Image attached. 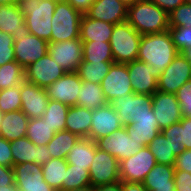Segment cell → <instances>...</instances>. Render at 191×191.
<instances>
[{
  "mask_svg": "<svg viewBox=\"0 0 191 191\" xmlns=\"http://www.w3.org/2000/svg\"><path fill=\"white\" fill-rule=\"evenodd\" d=\"M0 191H19L16 184L8 185V186H1Z\"/></svg>",
  "mask_w": 191,
  "mask_h": 191,
  "instance_id": "55",
  "label": "cell"
},
{
  "mask_svg": "<svg viewBox=\"0 0 191 191\" xmlns=\"http://www.w3.org/2000/svg\"><path fill=\"white\" fill-rule=\"evenodd\" d=\"M123 127L119 115L113 109L110 103L92 110V121L89 133V139L97 141L98 139L109 136L114 131Z\"/></svg>",
  "mask_w": 191,
  "mask_h": 191,
  "instance_id": "19",
  "label": "cell"
},
{
  "mask_svg": "<svg viewBox=\"0 0 191 191\" xmlns=\"http://www.w3.org/2000/svg\"><path fill=\"white\" fill-rule=\"evenodd\" d=\"M13 170L19 191H56L44 181L42 165L25 162L13 165Z\"/></svg>",
  "mask_w": 191,
  "mask_h": 191,
  "instance_id": "17",
  "label": "cell"
},
{
  "mask_svg": "<svg viewBox=\"0 0 191 191\" xmlns=\"http://www.w3.org/2000/svg\"><path fill=\"white\" fill-rule=\"evenodd\" d=\"M12 37L15 61L24 69L48 53L49 42L30 34L29 30L15 32Z\"/></svg>",
  "mask_w": 191,
  "mask_h": 191,
  "instance_id": "6",
  "label": "cell"
},
{
  "mask_svg": "<svg viewBox=\"0 0 191 191\" xmlns=\"http://www.w3.org/2000/svg\"><path fill=\"white\" fill-rule=\"evenodd\" d=\"M79 138L77 134L71 133L70 131L63 130L56 132L54 137L47 144L51 157L65 159Z\"/></svg>",
  "mask_w": 191,
  "mask_h": 191,
  "instance_id": "33",
  "label": "cell"
},
{
  "mask_svg": "<svg viewBox=\"0 0 191 191\" xmlns=\"http://www.w3.org/2000/svg\"><path fill=\"white\" fill-rule=\"evenodd\" d=\"M82 80L77 72H66L61 78L46 88L49 99L59 101L69 107L77 105V97Z\"/></svg>",
  "mask_w": 191,
  "mask_h": 191,
  "instance_id": "18",
  "label": "cell"
},
{
  "mask_svg": "<svg viewBox=\"0 0 191 191\" xmlns=\"http://www.w3.org/2000/svg\"><path fill=\"white\" fill-rule=\"evenodd\" d=\"M185 3H190L191 4V0H184Z\"/></svg>",
  "mask_w": 191,
  "mask_h": 191,
  "instance_id": "61",
  "label": "cell"
},
{
  "mask_svg": "<svg viewBox=\"0 0 191 191\" xmlns=\"http://www.w3.org/2000/svg\"><path fill=\"white\" fill-rule=\"evenodd\" d=\"M175 191H191V174L182 170L174 171Z\"/></svg>",
  "mask_w": 191,
  "mask_h": 191,
  "instance_id": "46",
  "label": "cell"
},
{
  "mask_svg": "<svg viewBox=\"0 0 191 191\" xmlns=\"http://www.w3.org/2000/svg\"><path fill=\"white\" fill-rule=\"evenodd\" d=\"M157 164L148 146L119 162L120 180L131 183H143L146 175Z\"/></svg>",
  "mask_w": 191,
  "mask_h": 191,
  "instance_id": "7",
  "label": "cell"
},
{
  "mask_svg": "<svg viewBox=\"0 0 191 191\" xmlns=\"http://www.w3.org/2000/svg\"><path fill=\"white\" fill-rule=\"evenodd\" d=\"M121 191H148L143 183H131L121 181Z\"/></svg>",
  "mask_w": 191,
  "mask_h": 191,
  "instance_id": "53",
  "label": "cell"
},
{
  "mask_svg": "<svg viewBox=\"0 0 191 191\" xmlns=\"http://www.w3.org/2000/svg\"><path fill=\"white\" fill-rule=\"evenodd\" d=\"M127 21L141 35L169 30L168 14L149 0L128 6Z\"/></svg>",
  "mask_w": 191,
  "mask_h": 191,
  "instance_id": "2",
  "label": "cell"
},
{
  "mask_svg": "<svg viewBox=\"0 0 191 191\" xmlns=\"http://www.w3.org/2000/svg\"><path fill=\"white\" fill-rule=\"evenodd\" d=\"M61 191H93V187L91 185L76 189H70V190H61Z\"/></svg>",
  "mask_w": 191,
  "mask_h": 191,
  "instance_id": "56",
  "label": "cell"
},
{
  "mask_svg": "<svg viewBox=\"0 0 191 191\" xmlns=\"http://www.w3.org/2000/svg\"><path fill=\"white\" fill-rule=\"evenodd\" d=\"M93 191H121V181L114 184L93 186Z\"/></svg>",
  "mask_w": 191,
  "mask_h": 191,
  "instance_id": "54",
  "label": "cell"
},
{
  "mask_svg": "<svg viewBox=\"0 0 191 191\" xmlns=\"http://www.w3.org/2000/svg\"><path fill=\"white\" fill-rule=\"evenodd\" d=\"M169 30L142 35L137 60L158 68L162 73L178 55Z\"/></svg>",
  "mask_w": 191,
  "mask_h": 191,
  "instance_id": "1",
  "label": "cell"
},
{
  "mask_svg": "<svg viewBox=\"0 0 191 191\" xmlns=\"http://www.w3.org/2000/svg\"><path fill=\"white\" fill-rule=\"evenodd\" d=\"M89 185H91L89 171L84 168L68 164L63 182V190L76 189Z\"/></svg>",
  "mask_w": 191,
  "mask_h": 191,
  "instance_id": "40",
  "label": "cell"
},
{
  "mask_svg": "<svg viewBox=\"0 0 191 191\" xmlns=\"http://www.w3.org/2000/svg\"><path fill=\"white\" fill-rule=\"evenodd\" d=\"M169 28L191 27V4L183 3L168 14Z\"/></svg>",
  "mask_w": 191,
  "mask_h": 191,
  "instance_id": "42",
  "label": "cell"
},
{
  "mask_svg": "<svg viewBox=\"0 0 191 191\" xmlns=\"http://www.w3.org/2000/svg\"><path fill=\"white\" fill-rule=\"evenodd\" d=\"M161 133L174 143L182 144L183 149H191V117H183L180 122L162 129Z\"/></svg>",
  "mask_w": 191,
  "mask_h": 191,
  "instance_id": "35",
  "label": "cell"
},
{
  "mask_svg": "<svg viewBox=\"0 0 191 191\" xmlns=\"http://www.w3.org/2000/svg\"><path fill=\"white\" fill-rule=\"evenodd\" d=\"M114 63V61L86 62L83 60L76 72L82 81L100 84Z\"/></svg>",
  "mask_w": 191,
  "mask_h": 191,
  "instance_id": "32",
  "label": "cell"
},
{
  "mask_svg": "<svg viewBox=\"0 0 191 191\" xmlns=\"http://www.w3.org/2000/svg\"><path fill=\"white\" fill-rule=\"evenodd\" d=\"M28 121V116L21 110L4 113L0 123V136L10 142L26 137Z\"/></svg>",
  "mask_w": 191,
  "mask_h": 191,
  "instance_id": "24",
  "label": "cell"
},
{
  "mask_svg": "<svg viewBox=\"0 0 191 191\" xmlns=\"http://www.w3.org/2000/svg\"><path fill=\"white\" fill-rule=\"evenodd\" d=\"M20 96L22 102L21 111L25 113L29 119L43 116L50 101L46 89L25 80L20 85Z\"/></svg>",
  "mask_w": 191,
  "mask_h": 191,
  "instance_id": "20",
  "label": "cell"
},
{
  "mask_svg": "<svg viewBox=\"0 0 191 191\" xmlns=\"http://www.w3.org/2000/svg\"><path fill=\"white\" fill-rule=\"evenodd\" d=\"M55 132L42 117L29 119L26 137L36 146L47 145Z\"/></svg>",
  "mask_w": 191,
  "mask_h": 191,
  "instance_id": "37",
  "label": "cell"
},
{
  "mask_svg": "<svg viewBox=\"0 0 191 191\" xmlns=\"http://www.w3.org/2000/svg\"><path fill=\"white\" fill-rule=\"evenodd\" d=\"M12 35L0 31V66L15 61Z\"/></svg>",
  "mask_w": 191,
  "mask_h": 191,
  "instance_id": "44",
  "label": "cell"
},
{
  "mask_svg": "<svg viewBox=\"0 0 191 191\" xmlns=\"http://www.w3.org/2000/svg\"><path fill=\"white\" fill-rule=\"evenodd\" d=\"M96 151V142L89 138H79L74 144L65 160L68 164L75 165L85 170L90 169Z\"/></svg>",
  "mask_w": 191,
  "mask_h": 191,
  "instance_id": "28",
  "label": "cell"
},
{
  "mask_svg": "<svg viewBox=\"0 0 191 191\" xmlns=\"http://www.w3.org/2000/svg\"><path fill=\"white\" fill-rule=\"evenodd\" d=\"M17 4V0H0V5Z\"/></svg>",
  "mask_w": 191,
  "mask_h": 191,
  "instance_id": "59",
  "label": "cell"
},
{
  "mask_svg": "<svg viewBox=\"0 0 191 191\" xmlns=\"http://www.w3.org/2000/svg\"><path fill=\"white\" fill-rule=\"evenodd\" d=\"M15 184L13 167L0 165V187Z\"/></svg>",
  "mask_w": 191,
  "mask_h": 191,
  "instance_id": "49",
  "label": "cell"
},
{
  "mask_svg": "<svg viewBox=\"0 0 191 191\" xmlns=\"http://www.w3.org/2000/svg\"><path fill=\"white\" fill-rule=\"evenodd\" d=\"M79 91L77 106L94 110L108 103L100 84L82 81Z\"/></svg>",
  "mask_w": 191,
  "mask_h": 191,
  "instance_id": "30",
  "label": "cell"
},
{
  "mask_svg": "<svg viewBox=\"0 0 191 191\" xmlns=\"http://www.w3.org/2000/svg\"><path fill=\"white\" fill-rule=\"evenodd\" d=\"M96 145L110 153L119 162L135 155L144 146L129 136L126 126L114 131L109 136L98 139Z\"/></svg>",
  "mask_w": 191,
  "mask_h": 191,
  "instance_id": "10",
  "label": "cell"
},
{
  "mask_svg": "<svg viewBox=\"0 0 191 191\" xmlns=\"http://www.w3.org/2000/svg\"><path fill=\"white\" fill-rule=\"evenodd\" d=\"M70 3L76 10L80 11L82 14H85L94 0H66Z\"/></svg>",
  "mask_w": 191,
  "mask_h": 191,
  "instance_id": "51",
  "label": "cell"
},
{
  "mask_svg": "<svg viewBox=\"0 0 191 191\" xmlns=\"http://www.w3.org/2000/svg\"><path fill=\"white\" fill-rule=\"evenodd\" d=\"M113 28V24L91 19L83 14L80 21V39L82 42H110Z\"/></svg>",
  "mask_w": 191,
  "mask_h": 191,
  "instance_id": "22",
  "label": "cell"
},
{
  "mask_svg": "<svg viewBox=\"0 0 191 191\" xmlns=\"http://www.w3.org/2000/svg\"><path fill=\"white\" fill-rule=\"evenodd\" d=\"M174 168L191 174V149H183L175 158Z\"/></svg>",
  "mask_w": 191,
  "mask_h": 191,
  "instance_id": "48",
  "label": "cell"
},
{
  "mask_svg": "<svg viewBox=\"0 0 191 191\" xmlns=\"http://www.w3.org/2000/svg\"><path fill=\"white\" fill-rule=\"evenodd\" d=\"M83 60L86 62L114 61L110 42H82Z\"/></svg>",
  "mask_w": 191,
  "mask_h": 191,
  "instance_id": "38",
  "label": "cell"
},
{
  "mask_svg": "<svg viewBox=\"0 0 191 191\" xmlns=\"http://www.w3.org/2000/svg\"><path fill=\"white\" fill-rule=\"evenodd\" d=\"M128 6L119 0H94L85 13L89 18L118 24L127 20Z\"/></svg>",
  "mask_w": 191,
  "mask_h": 191,
  "instance_id": "21",
  "label": "cell"
},
{
  "mask_svg": "<svg viewBox=\"0 0 191 191\" xmlns=\"http://www.w3.org/2000/svg\"><path fill=\"white\" fill-rule=\"evenodd\" d=\"M0 165L13 167L11 142L0 136Z\"/></svg>",
  "mask_w": 191,
  "mask_h": 191,
  "instance_id": "47",
  "label": "cell"
},
{
  "mask_svg": "<svg viewBox=\"0 0 191 191\" xmlns=\"http://www.w3.org/2000/svg\"><path fill=\"white\" fill-rule=\"evenodd\" d=\"M110 104L119 115L123 126H128L132 118L154 115L151 95L129 93Z\"/></svg>",
  "mask_w": 191,
  "mask_h": 191,
  "instance_id": "8",
  "label": "cell"
},
{
  "mask_svg": "<svg viewBox=\"0 0 191 191\" xmlns=\"http://www.w3.org/2000/svg\"><path fill=\"white\" fill-rule=\"evenodd\" d=\"M182 116L191 117V80L184 83L175 93Z\"/></svg>",
  "mask_w": 191,
  "mask_h": 191,
  "instance_id": "45",
  "label": "cell"
},
{
  "mask_svg": "<svg viewBox=\"0 0 191 191\" xmlns=\"http://www.w3.org/2000/svg\"><path fill=\"white\" fill-rule=\"evenodd\" d=\"M169 32L179 53L191 47V27L169 28Z\"/></svg>",
  "mask_w": 191,
  "mask_h": 191,
  "instance_id": "43",
  "label": "cell"
},
{
  "mask_svg": "<svg viewBox=\"0 0 191 191\" xmlns=\"http://www.w3.org/2000/svg\"><path fill=\"white\" fill-rule=\"evenodd\" d=\"M2 115H3V113L0 111V123L2 121Z\"/></svg>",
  "mask_w": 191,
  "mask_h": 191,
  "instance_id": "60",
  "label": "cell"
},
{
  "mask_svg": "<svg viewBox=\"0 0 191 191\" xmlns=\"http://www.w3.org/2000/svg\"><path fill=\"white\" fill-rule=\"evenodd\" d=\"M120 2L124 3L126 6L134 5L137 1L140 0H119Z\"/></svg>",
  "mask_w": 191,
  "mask_h": 191,
  "instance_id": "57",
  "label": "cell"
},
{
  "mask_svg": "<svg viewBox=\"0 0 191 191\" xmlns=\"http://www.w3.org/2000/svg\"><path fill=\"white\" fill-rule=\"evenodd\" d=\"M58 0H17L30 34L51 42L55 6Z\"/></svg>",
  "mask_w": 191,
  "mask_h": 191,
  "instance_id": "3",
  "label": "cell"
},
{
  "mask_svg": "<svg viewBox=\"0 0 191 191\" xmlns=\"http://www.w3.org/2000/svg\"><path fill=\"white\" fill-rule=\"evenodd\" d=\"M25 80L46 89L66 71L47 53L25 69Z\"/></svg>",
  "mask_w": 191,
  "mask_h": 191,
  "instance_id": "14",
  "label": "cell"
},
{
  "mask_svg": "<svg viewBox=\"0 0 191 191\" xmlns=\"http://www.w3.org/2000/svg\"><path fill=\"white\" fill-rule=\"evenodd\" d=\"M13 165L25 162H35L38 159V146L34 145L27 137H21L11 142Z\"/></svg>",
  "mask_w": 191,
  "mask_h": 191,
  "instance_id": "36",
  "label": "cell"
},
{
  "mask_svg": "<svg viewBox=\"0 0 191 191\" xmlns=\"http://www.w3.org/2000/svg\"><path fill=\"white\" fill-rule=\"evenodd\" d=\"M163 9L167 14L175 10L179 5L184 3V0H149Z\"/></svg>",
  "mask_w": 191,
  "mask_h": 191,
  "instance_id": "50",
  "label": "cell"
},
{
  "mask_svg": "<svg viewBox=\"0 0 191 191\" xmlns=\"http://www.w3.org/2000/svg\"><path fill=\"white\" fill-rule=\"evenodd\" d=\"M20 85L0 90V111L8 113L21 110Z\"/></svg>",
  "mask_w": 191,
  "mask_h": 191,
  "instance_id": "41",
  "label": "cell"
},
{
  "mask_svg": "<svg viewBox=\"0 0 191 191\" xmlns=\"http://www.w3.org/2000/svg\"><path fill=\"white\" fill-rule=\"evenodd\" d=\"M189 80H191V62L183 53H178L173 61L160 74L158 90L175 94L177 90Z\"/></svg>",
  "mask_w": 191,
  "mask_h": 191,
  "instance_id": "11",
  "label": "cell"
},
{
  "mask_svg": "<svg viewBox=\"0 0 191 191\" xmlns=\"http://www.w3.org/2000/svg\"><path fill=\"white\" fill-rule=\"evenodd\" d=\"M126 127L129 136L144 146H148L155 136L161 133L155 115L132 118Z\"/></svg>",
  "mask_w": 191,
  "mask_h": 191,
  "instance_id": "23",
  "label": "cell"
},
{
  "mask_svg": "<svg viewBox=\"0 0 191 191\" xmlns=\"http://www.w3.org/2000/svg\"><path fill=\"white\" fill-rule=\"evenodd\" d=\"M92 121V109L71 106L67 112L66 131L77 134L81 138H89Z\"/></svg>",
  "mask_w": 191,
  "mask_h": 191,
  "instance_id": "27",
  "label": "cell"
},
{
  "mask_svg": "<svg viewBox=\"0 0 191 191\" xmlns=\"http://www.w3.org/2000/svg\"><path fill=\"white\" fill-rule=\"evenodd\" d=\"M152 109L160 130L182 120V112L175 94L157 90L152 95Z\"/></svg>",
  "mask_w": 191,
  "mask_h": 191,
  "instance_id": "16",
  "label": "cell"
},
{
  "mask_svg": "<svg viewBox=\"0 0 191 191\" xmlns=\"http://www.w3.org/2000/svg\"><path fill=\"white\" fill-rule=\"evenodd\" d=\"M100 85L108 103L134 93L127 64L114 63Z\"/></svg>",
  "mask_w": 191,
  "mask_h": 191,
  "instance_id": "13",
  "label": "cell"
},
{
  "mask_svg": "<svg viewBox=\"0 0 191 191\" xmlns=\"http://www.w3.org/2000/svg\"><path fill=\"white\" fill-rule=\"evenodd\" d=\"M186 57L187 59L191 62V47L187 48L186 50H184L182 52Z\"/></svg>",
  "mask_w": 191,
  "mask_h": 191,
  "instance_id": "58",
  "label": "cell"
},
{
  "mask_svg": "<svg viewBox=\"0 0 191 191\" xmlns=\"http://www.w3.org/2000/svg\"><path fill=\"white\" fill-rule=\"evenodd\" d=\"M25 81V70L16 61L0 66V90L17 87Z\"/></svg>",
  "mask_w": 191,
  "mask_h": 191,
  "instance_id": "39",
  "label": "cell"
},
{
  "mask_svg": "<svg viewBox=\"0 0 191 191\" xmlns=\"http://www.w3.org/2000/svg\"><path fill=\"white\" fill-rule=\"evenodd\" d=\"M126 64L134 93L152 96L158 90L159 69L139 60Z\"/></svg>",
  "mask_w": 191,
  "mask_h": 191,
  "instance_id": "15",
  "label": "cell"
},
{
  "mask_svg": "<svg viewBox=\"0 0 191 191\" xmlns=\"http://www.w3.org/2000/svg\"><path fill=\"white\" fill-rule=\"evenodd\" d=\"M51 155L49 153V149L47 145L38 146V159L37 164L44 165L51 159Z\"/></svg>",
  "mask_w": 191,
  "mask_h": 191,
  "instance_id": "52",
  "label": "cell"
},
{
  "mask_svg": "<svg viewBox=\"0 0 191 191\" xmlns=\"http://www.w3.org/2000/svg\"><path fill=\"white\" fill-rule=\"evenodd\" d=\"M28 30L24 23V15L17 4L0 5V31L13 33Z\"/></svg>",
  "mask_w": 191,
  "mask_h": 191,
  "instance_id": "29",
  "label": "cell"
},
{
  "mask_svg": "<svg viewBox=\"0 0 191 191\" xmlns=\"http://www.w3.org/2000/svg\"><path fill=\"white\" fill-rule=\"evenodd\" d=\"M91 186L117 183L120 180L119 161L107 151L97 147L89 169Z\"/></svg>",
  "mask_w": 191,
  "mask_h": 191,
  "instance_id": "9",
  "label": "cell"
},
{
  "mask_svg": "<svg viewBox=\"0 0 191 191\" xmlns=\"http://www.w3.org/2000/svg\"><path fill=\"white\" fill-rule=\"evenodd\" d=\"M141 37L127 20L115 24L110 39L114 62L126 64L137 60Z\"/></svg>",
  "mask_w": 191,
  "mask_h": 191,
  "instance_id": "5",
  "label": "cell"
},
{
  "mask_svg": "<svg viewBox=\"0 0 191 191\" xmlns=\"http://www.w3.org/2000/svg\"><path fill=\"white\" fill-rule=\"evenodd\" d=\"M82 15L66 0H58L51 20V42L80 38L79 30Z\"/></svg>",
  "mask_w": 191,
  "mask_h": 191,
  "instance_id": "4",
  "label": "cell"
},
{
  "mask_svg": "<svg viewBox=\"0 0 191 191\" xmlns=\"http://www.w3.org/2000/svg\"><path fill=\"white\" fill-rule=\"evenodd\" d=\"M68 163L65 159L51 158L42 165L44 181L56 191L63 190Z\"/></svg>",
  "mask_w": 191,
  "mask_h": 191,
  "instance_id": "31",
  "label": "cell"
},
{
  "mask_svg": "<svg viewBox=\"0 0 191 191\" xmlns=\"http://www.w3.org/2000/svg\"><path fill=\"white\" fill-rule=\"evenodd\" d=\"M148 147L157 163L173 166L175 158L183 151L182 144L174 143L169 137H165L162 133L157 134L148 144Z\"/></svg>",
  "mask_w": 191,
  "mask_h": 191,
  "instance_id": "26",
  "label": "cell"
},
{
  "mask_svg": "<svg viewBox=\"0 0 191 191\" xmlns=\"http://www.w3.org/2000/svg\"><path fill=\"white\" fill-rule=\"evenodd\" d=\"M69 108V106L59 101L50 99L42 118L55 133L63 131L66 128V118Z\"/></svg>",
  "mask_w": 191,
  "mask_h": 191,
  "instance_id": "34",
  "label": "cell"
},
{
  "mask_svg": "<svg viewBox=\"0 0 191 191\" xmlns=\"http://www.w3.org/2000/svg\"><path fill=\"white\" fill-rule=\"evenodd\" d=\"M48 54L66 72H75L83 61V43L80 38L49 42Z\"/></svg>",
  "mask_w": 191,
  "mask_h": 191,
  "instance_id": "12",
  "label": "cell"
},
{
  "mask_svg": "<svg viewBox=\"0 0 191 191\" xmlns=\"http://www.w3.org/2000/svg\"><path fill=\"white\" fill-rule=\"evenodd\" d=\"M173 165L157 163L146 175L143 185L151 191H175Z\"/></svg>",
  "mask_w": 191,
  "mask_h": 191,
  "instance_id": "25",
  "label": "cell"
}]
</instances>
